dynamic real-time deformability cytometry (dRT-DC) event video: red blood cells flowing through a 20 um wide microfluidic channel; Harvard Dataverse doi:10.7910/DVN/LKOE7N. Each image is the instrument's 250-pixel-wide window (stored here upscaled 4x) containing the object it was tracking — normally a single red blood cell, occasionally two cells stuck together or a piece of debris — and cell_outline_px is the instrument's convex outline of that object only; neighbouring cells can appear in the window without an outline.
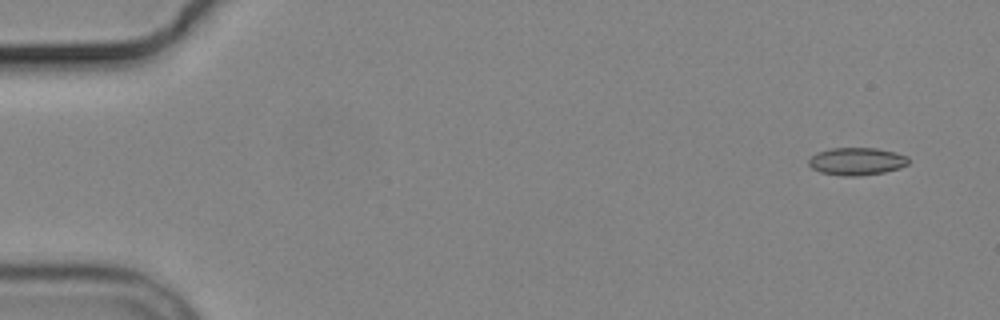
{"species": "common noctule bat (a hibernating species)", "species_latin": "Nyctalus noctula", "temperature_condition": "cold", "stored_images_in_passage": 4, "camera_frame_rate_fps": 3000, "um_per_image_px": 0.085, "animal": {"sex": "male", "body_mass_g": 19.2, "forearm_length_mm": 51.8}, "frame": {"image": 1, "passage_image": 1, "time_ms": 0.0, "image_size_px": [1000, 320], "cell_outline_px": [[908, 164], [900, 168], [884, 172], [856, 176], [844, 176], [820, 172], [812, 168], [808, 164], [808, 160], [812, 156], [820, 152], [832, 148], [876, 148], [896, 152], [908, 156]], "centroid_in_image_um": [72.84, 13.71], "position_along_channel_um": 12.2, "area_um2": 15.95}}
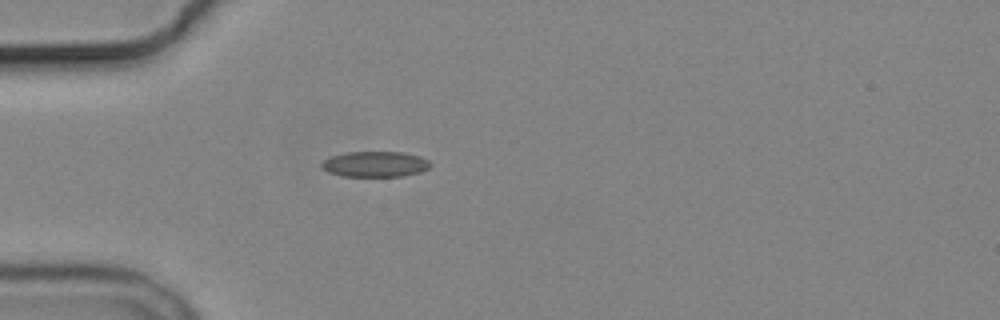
{"frame": {"image": 2, "passage_image": 4, "time_ms": 4.333, "image_size_px": [1000, 320], "cell_outline_px": [[432, 164], [428, 168], [420, 172], [404, 176], [340, 176], [328, 172], [320, 168], [320, 164], [324, 160], [332, 156], [348, 152], [400, 152], [420, 156], [428, 160]], "centroid_in_image_um": [31.87, 13.96], "position_along_channel_um": 53.1, "area_um2": 16.24}}